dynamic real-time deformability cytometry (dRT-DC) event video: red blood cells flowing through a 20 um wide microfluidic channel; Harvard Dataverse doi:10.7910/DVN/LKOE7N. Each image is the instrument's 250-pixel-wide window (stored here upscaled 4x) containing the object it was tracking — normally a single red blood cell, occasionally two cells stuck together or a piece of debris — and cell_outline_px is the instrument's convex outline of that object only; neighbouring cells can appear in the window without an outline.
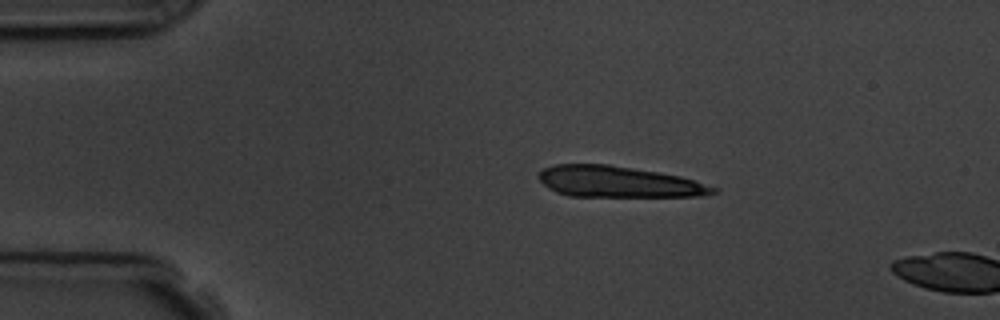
{"species": "common noctule bat (a hibernating species)", "species_latin": "Nyctalus noctula", "temperature_condition": "room temperature", "stored_images_in_passage": 3, "camera_frame_rate_fps": 3000, "um_per_image_px": 0.085, "animal": {"sex": "male", "body_mass_g": 19.5, "forearm_length_mm": 54.6}, "frame": {"image": 1, "passage_image": 2, "time_ms": 2.0, "image_size_px": [1000, 320], "cell_outline_px": [[720, 192], [700, 196], [568, 196], [556, 192], [548, 188], [536, 176], [544, 168], [556, 164], [608, 164], [660, 172], [680, 176], [720, 188]], "centroid_in_image_um": [52.59, 15.45], "position_along_channel_um": 32.4, "area_um2": 31.73}}